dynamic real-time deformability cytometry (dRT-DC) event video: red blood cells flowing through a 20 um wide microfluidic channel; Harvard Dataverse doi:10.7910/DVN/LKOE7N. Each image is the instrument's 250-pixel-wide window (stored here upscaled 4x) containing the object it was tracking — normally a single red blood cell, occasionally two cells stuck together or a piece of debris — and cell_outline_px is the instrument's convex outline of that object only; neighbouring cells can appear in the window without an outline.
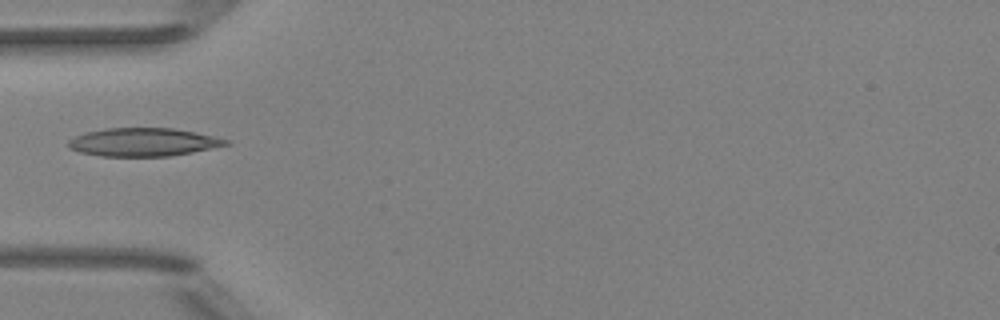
{"species": "Egyptian fruit bat (a non-hibernating species)", "species_latin": "Rousettus aegyptiacus", "temperature_condition": "room temperature", "stored_images_in_passage": 3, "camera_frame_rate_fps": 3000, "um_per_image_px": 0.085, "animal": {"sex": "female"}, "frame": {"image": 1, "passage_image": 1, "time_ms": 0.0, "image_size_px": [1000, 320], "cell_outline_px": [[232, 144], [192, 152], [168, 156], [100, 156], [80, 152], [68, 148], [68, 140], [84, 132], [104, 128], [172, 128], [196, 132], [228, 140]], "centroid_in_image_um": [12.15, 12.08], "position_along_channel_um": 72.9, "area_um2": 25.89}}
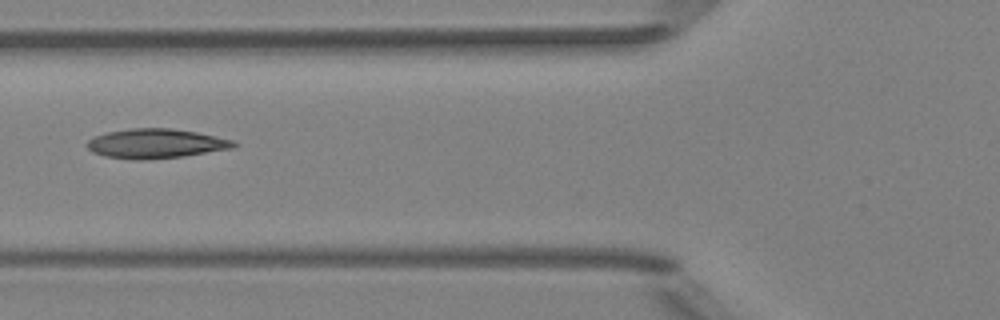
{"frame": {"image": 2, "passage_image": 2, "time_ms": 1.0, "image_size_px": [1000, 320], "cell_outline_px": [[240, 144], [236, 148], [184, 156], [140, 160], [132, 160], [104, 156], [92, 152], [88, 148], [88, 140], [96, 136], [108, 132], [132, 128], [172, 128], [196, 132], [236, 140]], "centroid_in_image_um": [13.33, 12.21], "position_along_channel_um": 112.5, "area_um2": 25.37}}
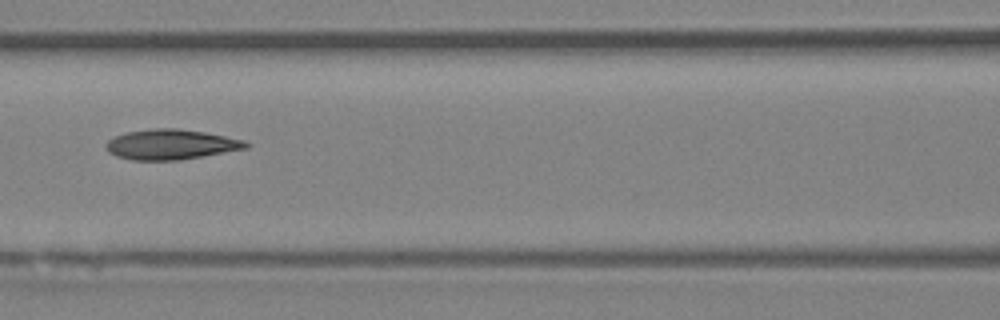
{"frame": {"image": 3, "passage_image": 3, "time_ms": 2.0, "image_size_px": [1000, 320], "cell_outline_px": [[252, 144], [248, 148], [180, 160], [132, 160], [116, 156], [108, 152], [108, 140], [124, 132], [156, 128], [176, 128], [204, 132], [244, 140]], "centroid_in_image_um": [14.56, 12.28], "position_along_channel_um": 152.0, "area_um2": 24.45}}